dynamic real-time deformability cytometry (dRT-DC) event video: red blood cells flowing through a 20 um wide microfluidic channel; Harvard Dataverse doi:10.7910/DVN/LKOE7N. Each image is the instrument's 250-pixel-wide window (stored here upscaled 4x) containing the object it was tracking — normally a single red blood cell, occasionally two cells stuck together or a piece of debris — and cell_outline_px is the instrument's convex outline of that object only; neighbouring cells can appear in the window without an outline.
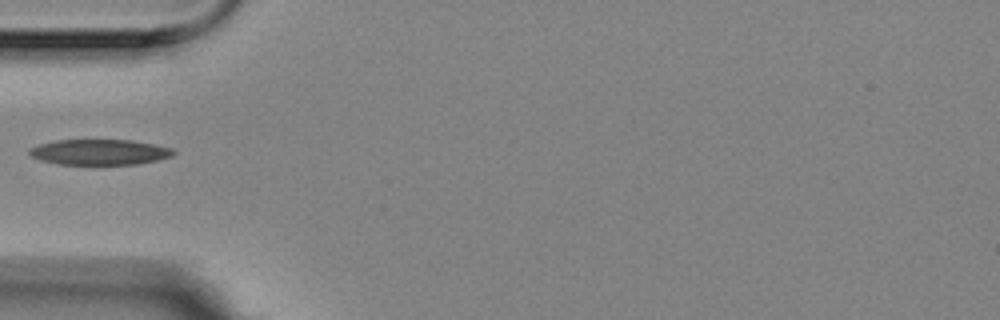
{"species": "Egyptian fruit bat (a non-hibernating species)", "species_latin": "Rousettus aegyptiacus", "temperature_condition": "room temperature", "stored_images_in_passage": 21, "camera_frame_rate_fps": 3000, "um_per_image_px": 0.085, "animal": {"sex": "female"}, "frame": {"image": 1, "passage_image": 1, "time_ms": 0.0, "image_size_px": [1000, 320], "cell_outline_px": [[176, 152], [172, 156], [156, 160], [136, 164], [56, 164], [40, 160], [32, 156], [28, 152], [28, 148], [36, 144], [56, 140], [132, 140], [156, 144], [172, 148]], "centroid_in_image_um": [8.43, 12.92], "position_along_channel_um": 76.6, "area_um2": 21.56}}
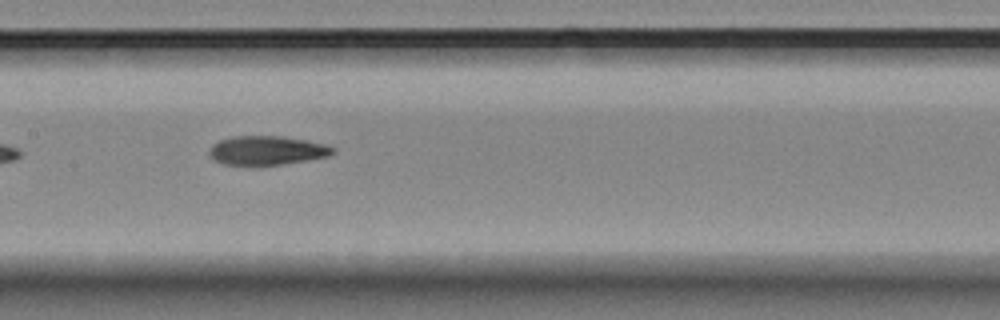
{"frame": {"image": 2, "passage_image": 10, "time_ms": 3.0, "image_size_px": [1000, 320], "cell_outline_px": [[336, 152], [328, 156], [280, 164], [224, 164], [208, 156], [208, 148], [212, 144], [220, 140], [232, 136], [280, 136], [304, 140], [324, 144], [336, 148]], "centroid_in_image_um": [22.65, 12.77], "position_along_channel_um": 184.7, "area_um2": 20.58}}
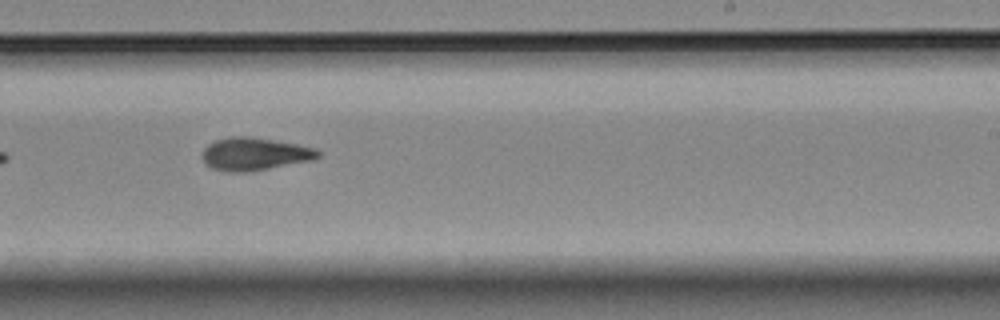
{"frame": {"image": 3, "passage_image": 17, "time_ms": 5.333, "image_size_px": [1000, 320], "cell_outline_px": [[320, 156], [312, 160], [248, 172], [228, 172], [212, 168], [204, 164], [200, 156], [204, 148], [208, 144], [216, 140], [228, 136], [252, 136], [296, 144], [316, 148], [320, 152]], "centroid_in_image_um": [21.59, 13.08], "position_along_channel_um": 267.4, "area_um2": 22.31}}